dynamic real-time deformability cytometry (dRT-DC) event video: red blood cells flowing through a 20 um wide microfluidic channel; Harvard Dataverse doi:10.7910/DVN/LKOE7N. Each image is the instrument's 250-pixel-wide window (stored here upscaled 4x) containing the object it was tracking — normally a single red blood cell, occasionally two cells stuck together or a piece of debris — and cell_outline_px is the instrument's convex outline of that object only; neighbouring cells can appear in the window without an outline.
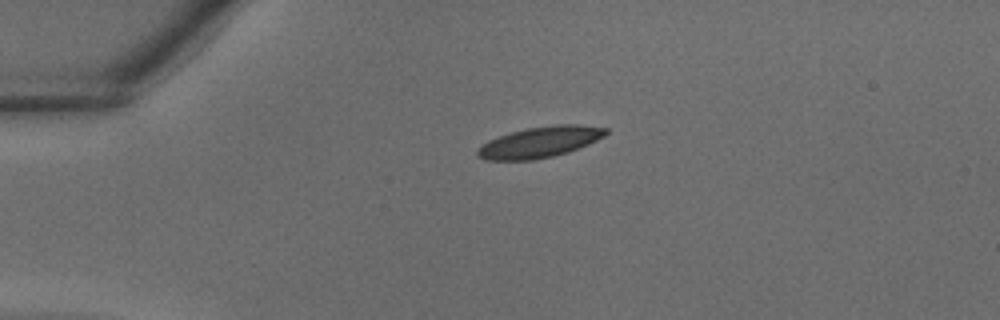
{"species": "common noctule bat (a hibernating species)", "species_latin": "Nyctalus noctula", "temperature_condition": "warm", "stored_images_in_passage": 30, "camera_frame_rate_fps": 3000, "um_per_image_px": 0.085, "animal": {"sex": "male", "body_mass_g": 18.8}, "frame": {"image": 1, "passage_image": 1, "time_ms": 0.0, "image_size_px": [1000, 320], "cell_outline_px": [[608, 132], [604, 136], [588, 144], [568, 152], [552, 156], [532, 160], [484, 160], [476, 156], [476, 148], [488, 140], [508, 132], [528, 128], [556, 124], [580, 124], [608, 128]], "centroid_in_image_um": [45.85, 12.07], "position_along_channel_um": 39.2, "area_um2": 23.29}}
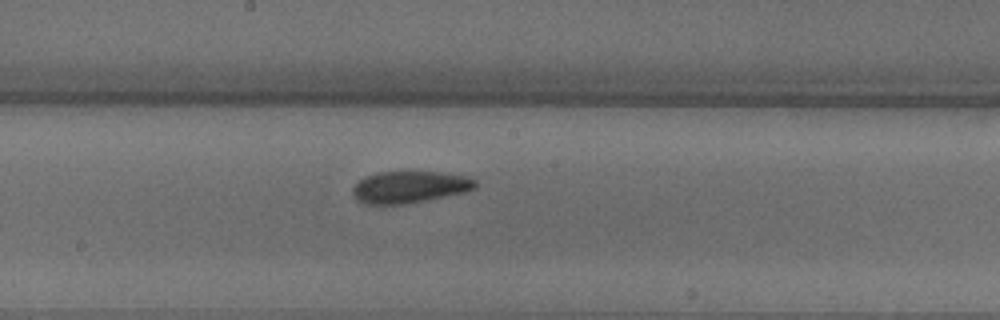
{"frame": {"image": 2, "passage_image": 13, "time_ms": 4.0, "image_size_px": [1000, 320], "cell_outline_px": [[476, 188], [464, 192], [404, 204], [364, 204], [356, 200], [352, 192], [352, 188], [364, 176], [380, 172], [440, 172], [464, 176], [476, 180]], "centroid_in_image_um": [34.77, 15.9], "position_along_channel_um": 213.4, "area_um2": 22.54}}
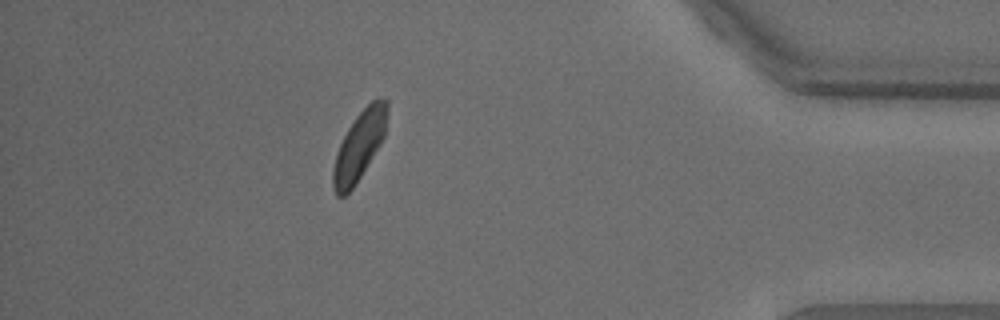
{"frame": {"image": 3, "passage_image": 26, "time_ms": 8.333, "image_size_px": [1000, 320], "cell_outline_px": [[388, 116], [384, 136], [380, 144], [360, 176], [352, 188], [344, 196], [336, 196], [332, 184], [332, 172], [336, 156], [340, 144], [348, 128], [356, 116], [376, 96], [380, 96], [388, 100]], "centroid_in_image_um": [30.56, 12.33], "position_along_channel_um": 404.6, "area_um2": 21.5}}